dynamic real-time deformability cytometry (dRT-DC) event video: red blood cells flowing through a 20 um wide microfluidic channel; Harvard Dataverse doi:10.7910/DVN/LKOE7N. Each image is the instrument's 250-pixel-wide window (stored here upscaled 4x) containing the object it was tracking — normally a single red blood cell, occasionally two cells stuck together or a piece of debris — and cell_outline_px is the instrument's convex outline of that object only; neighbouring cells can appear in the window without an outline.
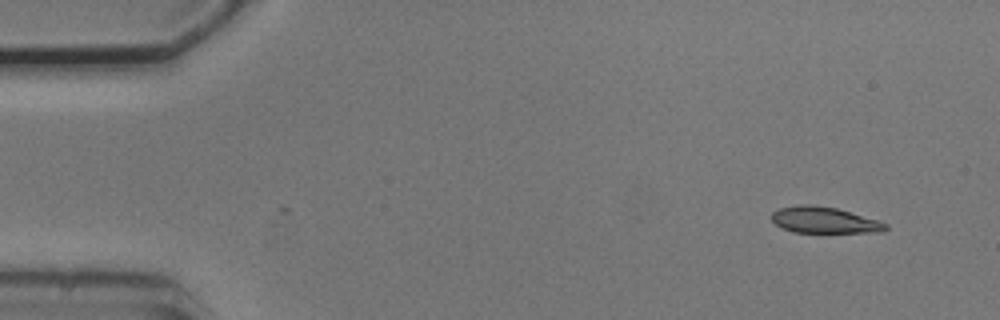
{"species": "common noctule bat (a hibernating species)", "species_latin": "Nyctalus noctula", "temperature_condition": "cold", "stored_images_in_passage": 50, "camera_frame_rate_fps": 3000, "um_per_image_px": 0.085, "animal": {"sex": "male", "body_mass_g": 20.5, "forearm_length_mm": 52.5}, "frame": {"image": 1, "passage_image": 1, "time_ms": 0.0, "image_size_px": [1000, 320], "cell_outline_px": [[888, 228], [884, 232], [792, 232], [776, 224], [772, 220], [772, 212], [780, 208], [800, 204], [812, 204], [836, 208], [876, 220], [888, 224]], "centroid_in_image_um": [70.05, 18.7], "position_along_channel_um": 14.9, "area_um2": 17.22}}
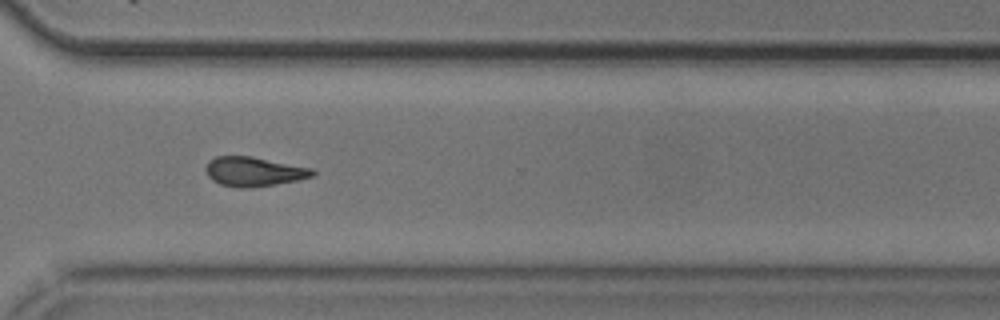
{"frame": {"image": 2, "passage_image": 36, "time_ms": 11.667, "image_size_px": [1000, 320], "cell_outline_px": [[316, 172], [312, 176], [296, 180], [252, 188], [240, 188], [220, 184], [212, 180], [208, 176], [204, 168], [208, 160], [216, 156], [252, 156], [312, 168]], "centroid_in_image_um": [21.53, 14.58], "position_along_channel_um": 349.1, "area_um2": 18.32}}
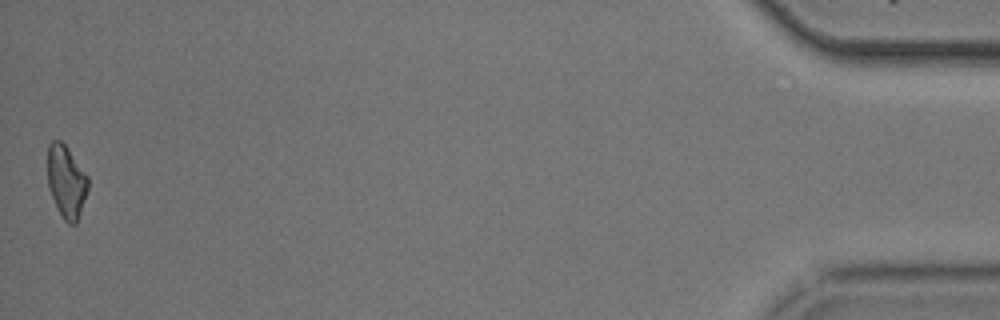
{"frame": {"image": 3, "passage_image": 50, "time_ms": 16.333, "image_size_px": [1000, 320], "cell_outline_px": [[88, 188], [76, 224], [68, 224], [64, 220], [48, 188], [48, 144], [52, 140], [60, 140], [64, 144], [88, 176]], "centroid_in_image_um": [5.63, 15.42], "position_along_channel_um": 429.6, "area_um2": 16.76}, "authors_computed_cell_mechanics": {"area_um2": 18.4093, "velocity_mm_per_s": 3.7545, "shape_relaxation_time_tau1_ms": 8.1934, "shape_relaxation_time_tau2_ms": 7.2356, "deformation_change_tau1": 0.1802, "deformation_change_tau2": 0.1424}}